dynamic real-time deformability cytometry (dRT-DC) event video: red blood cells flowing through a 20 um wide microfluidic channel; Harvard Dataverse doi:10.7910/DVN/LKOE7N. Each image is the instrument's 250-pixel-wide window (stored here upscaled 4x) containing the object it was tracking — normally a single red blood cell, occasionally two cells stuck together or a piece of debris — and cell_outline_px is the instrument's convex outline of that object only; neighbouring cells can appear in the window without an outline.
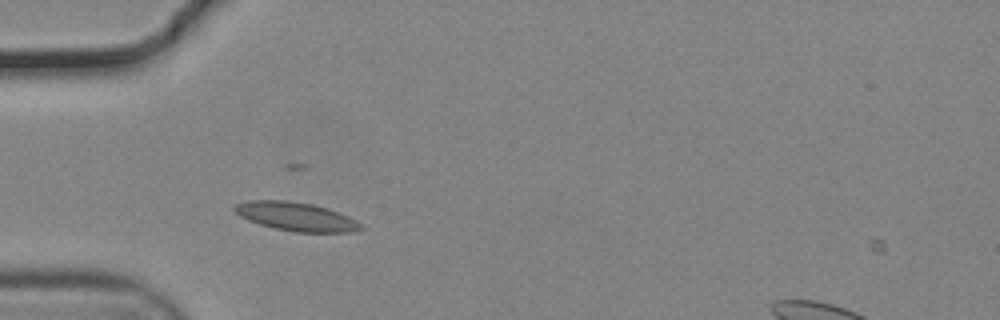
{"species": "common noctule bat (a hibernating species)", "species_latin": "Nyctalus noctula", "temperature_condition": "cold", "stored_images_in_passage": 40, "camera_frame_rate_fps": 3000, "um_per_image_px": 0.085, "animal": {"sex": "male", "body_mass_g": 19.2, "forearm_length_mm": 51.8}, "frame": {"image": 1, "passage_image": 1, "time_ms": 0.0, "image_size_px": [1000, 320], "cell_outline_px": [[364, 228], [352, 232], [292, 232], [260, 224], [248, 220], [240, 216], [232, 208], [236, 204], [248, 200], [288, 200], [312, 204], [328, 208], [348, 216], [364, 224]], "centroid_in_image_um": [25.19, 18.4], "position_along_channel_um": 59.8, "area_um2": 21.15}}
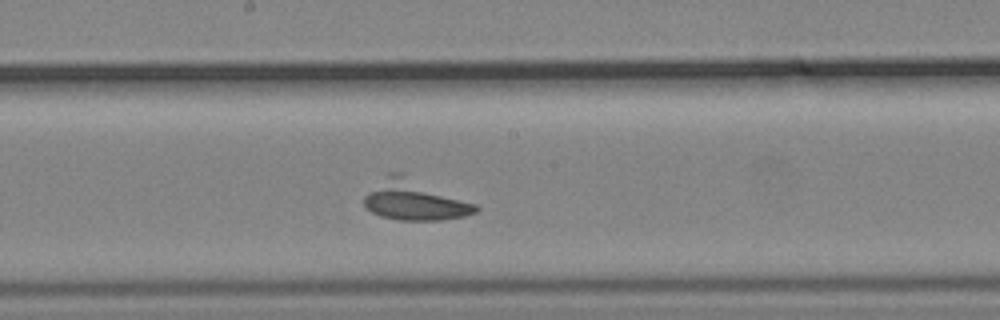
{"frame": {"image": 2, "passage_image": 14, "time_ms": 4.333, "image_size_px": [1000, 320], "cell_outline_px": [[480, 208], [476, 212], [464, 216], [440, 220], [396, 220], [380, 216], [372, 212], [364, 204], [364, 196], [388, 172], [400, 172], [476, 204]], "centroid_in_image_um": [35.24, 17.01], "position_along_channel_um": 213.0, "area_um2": 25.95}}
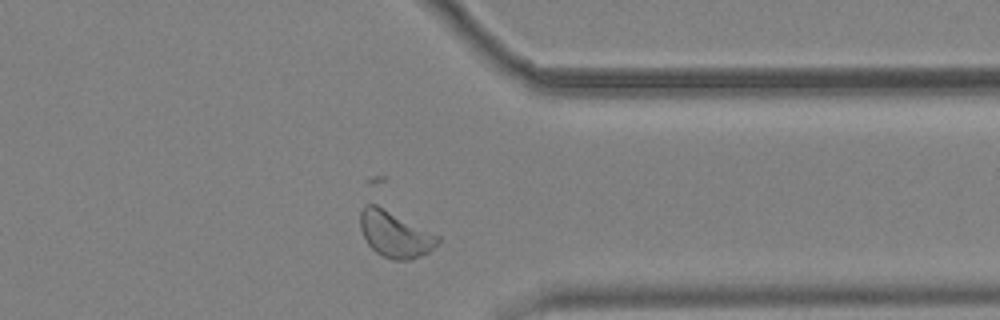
{"frame": {"image": 3, "passage_image": 28, "time_ms": 9.0, "image_size_px": [1000, 320], "cell_outline_px": [[440, 240], [428, 252], [420, 256], [408, 260], [392, 260], [376, 252], [368, 244], [360, 228], [360, 212], [364, 204], [376, 204], [440, 236]], "centroid_in_image_um": [33.55, 19.9], "position_along_channel_um": 377.8, "area_um2": 20.58}}